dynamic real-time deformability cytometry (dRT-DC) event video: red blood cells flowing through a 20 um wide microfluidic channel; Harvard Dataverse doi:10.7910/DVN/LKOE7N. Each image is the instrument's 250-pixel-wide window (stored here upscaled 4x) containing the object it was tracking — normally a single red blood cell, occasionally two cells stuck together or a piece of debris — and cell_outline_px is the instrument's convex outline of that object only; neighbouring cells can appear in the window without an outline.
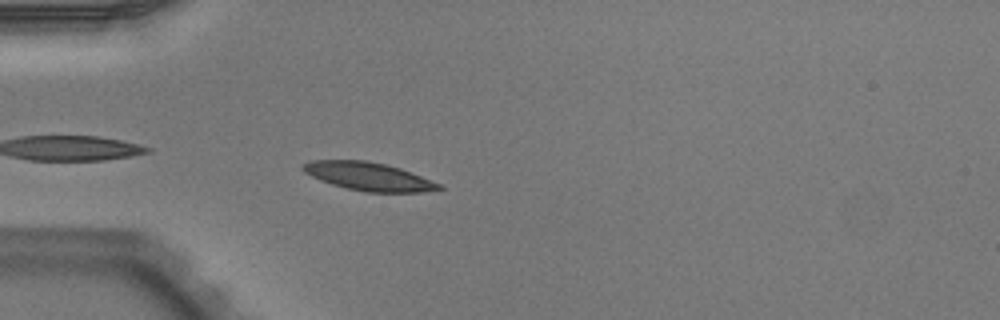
{"species": "Egyptian fruit bat (a non-hibernating species)", "species_latin": "Rousettus aegyptiacus", "temperature_condition": "warm", "stored_images_in_passage": 38, "camera_frame_rate_fps": 3000, "um_per_image_px": 0.085, "animal": {"sex": "male"}, "frame": {"image": 1, "passage_image": 2, "time_ms": 0.333, "image_size_px": [1000, 320], "cell_outline_px": [[444, 188], [424, 192], [364, 192], [332, 184], [320, 180], [304, 172], [300, 168], [300, 164], [312, 160], [364, 160], [384, 164], [400, 168], [440, 184]], "centroid_in_image_um": [31.28, 14.99], "position_along_channel_um": 53.7, "area_um2": 22.2}}
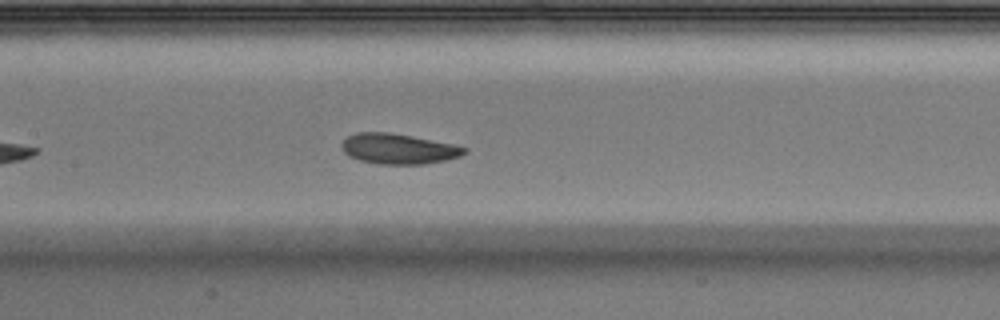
{"frame": {"image": 2, "passage_image": 12, "time_ms": 3.667, "image_size_px": [1000, 320], "cell_outline_px": [[468, 148], [460, 156], [444, 160], [424, 164], [376, 164], [360, 160], [348, 156], [344, 152], [340, 144], [348, 136], [356, 132], [388, 132], [452, 144]], "centroid_in_image_um": [33.8, 12.65], "position_along_channel_um": 173.6, "area_um2": 21.44}}
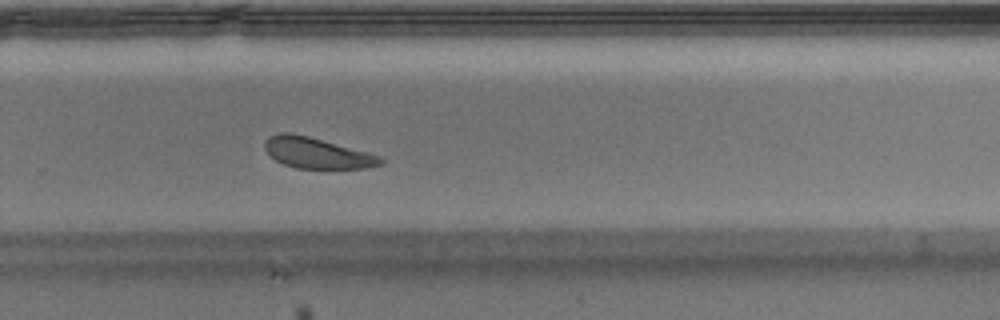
{"frame": {"image": 3, "passage_image": 22, "time_ms": 7.0, "image_size_px": [1000, 320], "cell_outline_px": [[384, 164], [368, 168], [296, 168], [284, 164], [276, 160], [264, 148], [264, 144], [268, 136], [280, 132], [292, 132], [308, 136], [380, 156], [384, 160]], "centroid_in_image_um": [26.93, 13.0], "position_along_channel_um": 302.9, "area_um2": 20.58}, "authors_computed_cell_mechanics": {"area_um2": 22.3108, "velocity_mm_per_s": 3.8883, "shape_relaxation_time_tau1_ms": 1.7947, "shape_relaxation_time_tau2_ms": 2.9369, "deformation_change_tau1": 0.1007, "deformation_change_tau2": 0.0968}}